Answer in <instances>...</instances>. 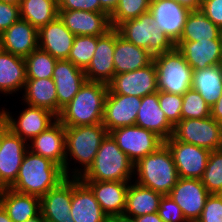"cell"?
Here are the masks:
<instances>
[{
	"mask_svg": "<svg viewBox=\"0 0 222 222\" xmlns=\"http://www.w3.org/2000/svg\"><path fill=\"white\" fill-rule=\"evenodd\" d=\"M107 84L86 81L73 99L62 108L57 119L64 126H85L103 121Z\"/></svg>",
	"mask_w": 222,
	"mask_h": 222,
	"instance_id": "1",
	"label": "cell"
},
{
	"mask_svg": "<svg viewBox=\"0 0 222 222\" xmlns=\"http://www.w3.org/2000/svg\"><path fill=\"white\" fill-rule=\"evenodd\" d=\"M66 178L63 169L40 155L27 150L11 189L41 198Z\"/></svg>",
	"mask_w": 222,
	"mask_h": 222,
	"instance_id": "2",
	"label": "cell"
},
{
	"mask_svg": "<svg viewBox=\"0 0 222 222\" xmlns=\"http://www.w3.org/2000/svg\"><path fill=\"white\" fill-rule=\"evenodd\" d=\"M108 134L105 126L100 124L85 126H65V176L80 178L92 165L103 139ZM68 156L82 165V168H74L70 171ZM71 172V173H69Z\"/></svg>",
	"mask_w": 222,
	"mask_h": 222,
	"instance_id": "3",
	"label": "cell"
},
{
	"mask_svg": "<svg viewBox=\"0 0 222 222\" xmlns=\"http://www.w3.org/2000/svg\"><path fill=\"white\" fill-rule=\"evenodd\" d=\"M134 177L138 185L152 189L163 196L169 195L179 177L168 146L164 143L156 151L135 163Z\"/></svg>",
	"mask_w": 222,
	"mask_h": 222,
	"instance_id": "4",
	"label": "cell"
},
{
	"mask_svg": "<svg viewBox=\"0 0 222 222\" xmlns=\"http://www.w3.org/2000/svg\"><path fill=\"white\" fill-rule=\"evenodd\" d=\"M134 164L108 133L89 169L80 176L82 181H131Z\"/></svg>",
	"mask_w": 222,
	"mask_h": 222,
	"instance_id": "5",
	"label": "cell"
},
{
	"mask_svg": "<svg viewBox=\"0 0 222 222\" xmlns=\"http://www.w3.org/2000/svg\"><path fill=\"white\" fill-rule=\"evenodd\" d=\"M115 29L125 40L147 50L153 57L175 47L171 39L158 28L149 11L120 23Z\"/></svg>",
	"mask_w": 222,
	"mask_h": 222,
	"instance_id": "6",
	"label": "cell"
},
{
	"mask_svg": "<svg viewBox=\"0 0 222 222\" xmlns=\"http://www.w3.org/2000/svg\"><path fill=\"white\" fill-rule=\"evenodd\" d=\"M153 62L157 70L158 90L183 95L191 88L193 69L176 47L154 56Z\"/></svg>",
	"mask_w": 222,
	"mask_h": 222,
	"instance_id": "7",
	"label": "cell"
},
{
	"mask_svg": "<svg viewBox=\"0 0 222 222\" xmlns=\"http://www.w3.org/2000/svg\"><path fill=\"white\" fill-rule=\"evenodd\" d=\"M172 137L214 151L222 148V125L213 117L181 119L175 126Z\"/></svg>",
	"mask_w": 222,
	"mask_h": 222,
	"instance_id": "8",
	"label": "cell"
},
{
	"mask_svg": "<svg viewBox=\"0 0 222 222\" xmlns=\"http://www.w3.org/2000/svg\"><path fill=\"white\" fill-rule=\"evenodd\" d=\"M28 144L1 119L0 189L10 188L15 183Z\"/></svg>",
	"mask_w": 222,
	"mask_h": 222,
	"instance_id": "9",
	"label": "cell"
},
{
	"mask_svg": "<svg viewBox=\"0 0 222 222\" xmlns=\"http://www.w3.org/2000/svg\"><path fill=\"white\" fill-rule=\"evenodd\" d=\"M109 134L133 164L164 144L156 133L136 125L117 128Z\"/></svg>",
	"mask_w": 222,
	"mask_h": 222,
	"instance_id": "10",
	"label": "cell"
},
{
	"mask_svg": "<svg viewBox=\"0 0 222 222\" xmlns=\"http://www.w3.org/2000/svg\"><path fill=\"white\" fill-rule=\"evenodd\" d=\"M0 117L14 134L27 143L57 120V116L50 110L30 105L26 106L19 116H16L17 120L5 108L0 111Z\"/></svg>",
	"mask_w": 222,
	"mask_h": 222,
	"instance_id": "11",
	"label": "cell"
},
{
	"mask_svg": "<svg viewBox=\"0 0 222 222\" xmlns=\"http://www.w3.org/2000/svg\"><path fill=\"white\" fill-rule=\"evenodd\" d=\"M174 159L179 178L201 179L211 151L196 145L175 140H165Z\"/></svg>",
	"mask_w": 222,
	"mask_h": 222,
	"instance_id": "12",
	"label": "cell"
},
{
	"mask_svg": "<svg viewBox=\"0 0 222 222\" xmlns=\"http://www.w3.org/2000/svg\"><path fill=\"white\" fill-rule=\"evenodd\" d=\"M157 70L154 62L143 68L115 74L107 84L108 94H122L143 98L156 93Z\"/></svg>",
	"mask_w": 222,
	"mask_h": 222,
	"instance_id": "13",
	"label": "cell"
},
{
	"mask_svg": "<svg viewBox=\"0 0 222 222\" xmlns=\"http://www.w3.org/2000/svg\"><path fill=\"white\" fill-rule=\"evenodd\" d=\"M210 193L201 179L178 178L169 196L180 206L188 222H196Z\"/></svg>",
	"mask_w": 222,
	"mask_h": 222,
	"instance_id": "14",
	"label": "cell"
},
{
	"mask_svg": "<svg viewBox=\"0 0 222 222\" xmlns=\"http://www.w3.org/2000/svg\"><path fill=\"white\" fill-rule=\"evenodd\" d=\"M149 12L158 28L175 44L181 38L191 10L173 0H151Z\"/></svg>",
	"mask_w": 222,
	"mask_h": 222,
	"instance_id": "15",
	"label": "cell"
},
{
	"mask_svg": "<svg viewBox=\"0 0 222 222\" xmlns=\"http://www.w3.org/2000/svg\"><path fill=\"white\" fill-rule=\"evenodd\" d=\"M141 101V97L107 94L102 124L108 133L117 128L134 126Z\"/></svg>",
	"mask_w": 222,
	"mask_h": 222,
	"instance_id": "16",
	"label": "cell"
},
{
	"mask_svg": "<svg viewBox=\"0 0 222 222\" xmlns=\"http://www.w3.org/2000/svg\"><path fill=\"white\" fill-rule=\"evenodd\" d=\"M116 29L112 28L103 36H97V47L88 67L84 70L87 81L108 84L115 75L113 55Z\"/></svg>",
	"mask_w": 222,
	"mask_h": 222,
	"instance_id": "17",
	"label": "cell"
},
{
	"mask_svg": "<svg viewBox=\"0 0 222 222\" xmlns=\"http://www.w3.org/2000/svg\"><path fill=\"white\" fill-rule=\"evenodd\" d=\"M65 27L75 36H103L112 29L110 15L85 10H59Z\"/></svg>",
	"mask_w": 222,
	"mask_h": 222,
	"instance_id": "18",
	"label": "cell"
},
{
	"mask_svg": "<svg viewBox=\"0 0 222 222\" xmlns=\"http://www.w3.org/2000/svg\"><path fill=\"white\" fill-rule=\"evenodd\" d=\"M70 215L75 222H111L91 188L80 178L72 177Z\"/></svg>",
	"mask_w": 222,
	"mask_h": 222,
	"instance_id": "19",
	"label": "cell"
},
{
	"mask_svg": "<svg viewBox=\"0 0 222 222\" xmlns=\"http://www.w3.org/2000/svg\"><path fill=\"white\" fill-rule=\"evenodd\" d=\"M30 142L28 150L59 165L65 174V126L58 119Z\"/></svg>",
	"mask_w": 222,
	"mask_h": 222,
	"instance_id": "20",
	"label": "cell"
},
{
	"mask_svg": "<svg viewBox=\"0 0 222 222\" xmlns=\"http://www.w3.org/2000/svg\"><path fill=\"white\" fill-rule=\"evenodd\" d=\"M93 191L103 212L110 220L122 217L131 181H84Z\"/></svg>",
	"mask_w": 222,
	"mask_h": 222,
	"instance_id": "21",
	"label": "cell"
},
{
	"mask_svg": "<svg viewBox=\"0 0 222 222\" xmlns=\"http://www.w3.org/2000/svg\"><path fill=\"white\" fill-rule=\"evenodd\" d=\"M52 79L56 86L58 115L87 81L83 69L75 66L67 59L57 60Z\"/></svg>",
	"mask_w": 222,
	"mask_h": 222,
	"instance_id": "22",
	"label": "cell"
},
{
	"mask_svg": "<svg viewBox=\"0 0 222 222\" xmlns=\"http://www.w3.org/2000/svg\"><path fill=\"white\" fill-rule=\"evenodd\" d=\"M71 199L72 177H66L40 198L42 217L53 222H75L70 215Z\"/></svg>",
	"mask_w": 222,
	"mask_h": 222,
	"instance_id": "23",
	"label": "cell"
},
{
	"mask_svg": "<svg viewBox=\"0 0 222 222\" xmlns=\"http://www.w3.org/2000/svg\"><path fill=\"white\" fill-rule=\"evenodd\" d=\"M175 47L193 70L222 64L221 39L204 41H177Z\"/></svg>",
	"mask_w": 222,
	"mask_h": 222,
	"instance_id": "24",
	"label": "cell"
},
{
	"mask_svg": "<svg viewBox=\"0 0 222 222\" xmlns=\"http://www.w3.org/2000/svg\"><path fill=\"white\" fill-rule=\"evenodd\" d=\"M0 48L25 58L38 48V30L20 18L0 34Z\"/></svg>",
	"mask_w": 222,
	"mask_h": 222,
	"instance_id": "25",
	"label": "cell"
},
{
	"mask_svg": "<svg viewBox=\"0 0 222 222\" xmlns=\"http://www.w3.org/2000/svg\"><path fill=\"white\" fill-rule=\"evenodd\" d=\"M75 35L58 16L38 30V47L57 60L68 59Z\"/></svg>",
	"mask_w": 222,
	"mask_h": 222,
	"instance_id": "26",
	"label": "cell"
},
{
	"mask_svg": "<svg viewBox=\"0 0 222 222\" xmlns=\"http://www.w3.org/2000/svg\"><path fill=\"white\" fill-rule=\"evenodd\" d=\"M135 125L156 133L164 141L172 136L174 126L160 108L158 91L142 98Z\"/></svg>",
	"mask_w": 222,
	"mask_h": 222,
	"instance_id": "27",
	"label": "cell"
},
{
	"mask_svg": "<svg viewBox=\"0 0 222 222\" xmlns=\"http://www.w3.org/2000/svg\"><path fill=\"white\" fill-rule=\"evenodd\" d=\"M0 205L13 222H25L41 213L39 197L11 188L0 189Z\"/></svg>",
	"mask_w": 222,
	"mask_h": 222,
	"instance_id": "28",
	"label": "cell"
},
{
	"mask_svg": "<svg viewBox=\"0 0 222 222\" xmlns=\"http://www.w3.org/2000/svg\"><path fill=\"white\" fill-rule=\"evenodd\" d=\"M154 57L145 49L125 40L116 30L113 62L115 74L134 71L150 65Z\"/></svg>",
	"mask_w": 222,
	"mask_h": 222,
	"instance_id": "29",
	"label": "cell"
},
{
	"mask_svg": "<svg viewBox=\"0 0 222 222\" xmlns=\"http://www.w3.org/2000/svg\"><path fill=\"white\" fill-rule=\"evenodd\" d=\"M26 80L25 59L0 48V93L7 96L19 92Z\"/></svg>",
	"mask_w": 222,
	"mask_h": 222,
	"instance_id": "30",
	"label": "cell"
},
{
	"mask_svg": "<svg viewBox=\"0 0 222 222\" xmlns=\"http://www.w3.org/2000/svg\"><path fill=\"white\" fill-rule=\"evenodd\" d=\"M133 182V183H132ZM130 182L127 191L126 208L123 217L133 219L158 212L162 194Z\"/></svg>",
	"mask_w": 222,
	"mask_h": 222,
	"instance_id": "31",
	"label": "cell"
},
{
	"mask_svg": "<svg viewBox=\"0 0 222 222\" xmlns=\"http://www.w3.org/2000/svg\"><path fill=\"white\" fill-rule=\"evenodd\" d=\"M22 97L26 105L48 109L58 116L56 86L52 78L27 79Z\"/></svg>",
	"mask_w": 222,
	"mask_h": 222,
	"instance_id": "32",
	"label": "cell"
},
{
	"mask_svg": "<svg viewBox=\"0 0 222 222\" xmlns=\"http://www.w3.org/2000/svg\"><path fill=\"white\" fill-rule=\"evenodd\" d=\"M191 88L213 106L222 94V64L193 70Z\"/></svg>",
	"mask_w": 222,
	"mask_h": 222,
	"instance_id": "33",
	"label": "cell"
},
{
	"mask_svg": "<svg viewBox=\"0 0 222 222\" xmlns=\"http://www.w3.org/2000/svg\"><path fill=\"white\" fill-rule=\"evenodd\" d=\"M20 17L39 30L59 16L57 0H21Z\"/></svg>",
	"mask_w": 222,
	"mask_h": 222,
	"instance_id": "34",
	"label": "cell"
},
{
	"mask_svg": "<svg viewBox=\"0 0 222 222\" xmlns=\"http://www.w3.org/2000/svg\"><path fill=\"white\" fill-rule=\"evenodd\" d=\"M221 29L209 20L201 10H193L187 17L178 41H204L221 39Z\"/></svg>",
	"mask_w": 222,
	"mask_h": 222,
	"instance_id": "35",
	"label": "cell"
},
{
	"mask_svg": "<svg viewBox=\"0 0 222 222\" xmlns=\"http://www.w3.org/2000/svg\"><path fill=\"white\" fill-rule=\"evenodd\" d=\"M24 59L27 79L52 78L57 59L48 52L38 47Z\"/></svg>",
	"mask_w": 222,
	"mask_h": 222,
	"instance_id": "36",
	"label": "cell"
},
{
	"mask_svg": "<svg viewBox=\"0 0 222 222\" xmlns=\"http://www.w3.org/2000/svg\"><path fill=\"white\" fill-rule=\"evenodd\" d=\"M97 47V36H75L68 59L75 66L85 70L90 64Z\"/></svg>",
	"mask_w": 222,
	"mask_h": 222,
	"instance_id": "37",
	"label": "cell"
},
{
	"mask_svg": "<svg viewBox=\"0 0 222 222\" xmlns=\"http://www.w3.org/2000/svg\"><path fill=\"white\" fill-rule=\"evenodd\" d=\"M201 181L210 194H222V148L211 151Z\"/></svg>",
	"mask_w": 222,
	"mask_h": 222,
	"instance_id": "38",
	"label": "cell"
},
{
	"mask_svg": "<svg viewBox=\"0 0 222 222\" xmlns=\"http://www.w3.org/2000/svg\"><path fill=\"white\" fill-rule=\"evenodd\" d=\"M151 0H120L114 12L110 15L112 28L120 23L139 17L149 11Z\"/></svg>",
	"mask_w": 222,
	"mask_h": 222,
	"instance_id": "39",
	"label": "cell"
},
{
	"mask_svg": "<svg viewBox=\"0 0 222 222\" xmlns=\"http://www.w3.org/2000/svg\"><path fill=\"white\" fill-rule=\"evenodd\" d=\"M181 119H199L210 116V106L199 92L190 88L182 95Z\"/></svg>",
	"mask_w": 222,
	"mask_h": 222,
	"instance_id": "40",
	"label": "cell"
},
{
	"mask_svg": "<svg viewBox=\"0 0 222 222\" xmlns=\"http://www.w3.org/2000/svg\"><path fill=\"white\" fill-rule=\"evenodd\" d=\"M160 108L168 121L175 126L181 120L182 95L166 93L158 90Z\"/></svg>",
	"mask_w": 222,
	"mask_h": 222,
	"instance_id": "41",
	"label": "cell"
},
{
	"mask_svg": "<svg viewBox=\"0 0 222 222\" xmlns=\"http://www.w3.org/2000/svg\"><path fill=\"white\" fill-rule=\"evenodd\" d=\"M157 213L163 222H188L180 206L169 195L161 198Z\"/></svg>",
	"mask_w": 222,
	"mask_h": 222,
	"instance_id": "42",
	"label": "cell"
},
{
	"mask_svg": "<svg viewBox=\"0 0 222 222\" xmlns=\"http://www.w3.org/2000/svg\"><path fill=\"white\" fill-rule=\"evenodd\" d=\"M196 222H222V194H210Z\"/></svg>",
	"mask_w": 222,
	"mask_h": 222,
	"instance_id": "43",
	"label": "cell"
},
{
	"mask_svg": "<svg viewBox=\"0 0 222 222\" xmlns=\"http://www.w3.org/2000/svg\"><path fill=\"white\" fill-rule=\"evenodd\" d=\"M58 10H85L90 12L107 13L99 3V0H57Z\"/></svg>",
	"mask_w": 222,
	"mask_h": 222,
	"instance_id": "44",
	"label": "cell"
},
{
	"mask_svg": "<svg viewBox=\"0 0 222 222\" xmlns=\"http://www.w3.org/2000/svg\"><path fill=\"white\" fill-rule=\"evenodd\" d=\"M20 18L19 6L0 1V34Z\"/></svg>",
	"mask_w": 222,
	"mask_h": 222,
	"instance_id": "45",
	"label": "cell"
},
{
	"mask_svg": "<svg viewBox=\"0 0 222 222\" xmlns=\"http://www.w3.org/2000/svg\"><path fill=\"white\" fill-rule=\"evenodd\" d=\"M200 10L222 30V0H203Z\"/></svg>",
	"mask_w": 222,
	"mask_h": 222,
	"instance_id": "46",
	"label": "cell"
},
{
	"mask_svg": "<svg viewBox=\"0 0 222 222\" xmlns=\"http://www.w3.org/2000/svg\"><path fill=\"white\" fill-rule=\"evenodd\" d=\"M210 116L222 125V94L216 103L210 107Z\"/></svg>",
	"mask_w": 222,
	"mask_h": 222,
	"instance_id": "47",
	"label": "cell"
},
{
	"mask_svg": "<svg viewBox=\"0 0 222 222\" xmlns=\"http://www.w3.org/2000/svg\"><path fill=\"white\" fill-rule=\"evenodd\" d=\"M120 0H99L100 6L111 15L116 7L118 6Z\"/></svg>",
	"mask_w": 222,
	"mask_h": 222,
	"instance_id": "48",
	"label": "cell"
},
{
	"mask_svg": "<svg viewBox=\"0 0 222 222\" xmlns=\"http://www.w3.org/2000/svg\"><path fill=\"white\" fill-rule=\"evenodd\" d=\"M182 6L189 8L191 11L200 10L202 0H173Z\"/></svg>",
	"mask_w": 222,
	"mask_h": 222,
	"instance_id": "49",
	"label": "cell"
},
{
	"mask_svg": "<svg viewBox=\"0 0 222 222\" xmlns=\"http://www.w3.org/2000/svg\"><path fill=\"white\" fill-rule=\"evenodd\" d=\"M135 222H163L157 212L133 218Z\"/></svg>",
	"mask_w": 222,
	"mask_h": 222,
	"instance_id": "50",
	"label": "cell"
},
{
	"mask_svg": "<svg viewBox=\"0 0 222 222\" xmlns=\"http://www.w3.org/2000/svg\"><path fill=\"white\" fill-rule=\"evenodd\" d=\"M0 222H13L9 216L7 215L6 211L0 205Z\"/></svg>",
	"mask_w": 222,
	"mask_h": 222,
	"instance_id": "51",
	"label": "cell"
},
{
	"mask_svg": "<svg viewBox=\"0 0 222 222\" xmlns=\"http://www.w3.org/2000/svg\"><path fill=\"white\" fill-rule=\"evenodd\" d=\"M111 222H135V221L133 219H128L122 216L112 219Z\"/></svg>",
	"mask_w": 222,
	"mask_h": 222,
	"instance_id": "52",
	"label": "cell"
},
{
	"mask_svg": "<svg viewBox=\"0 0 222 222\" xmlns=\"http://www.w3.org/2000/svg\"><path fill=\"white\" fill-rule=\"evenodd\" d=\"M25 222H45V219L42 217V215L40 213L37 217L29 219V220H27Z\"/></svg>",
	"mask_w": 222,
	"mask_h": 222,
	"instance_id": "53",
	"label": "cell"
},
{
	"mask_svg": "<svg viewBox=\"0 0 222 222\" xmlns=\"http://www.w3.org/2000/svg\"><path fill=\"white\" fill-rule=\"evenodd\" d=\"M4 3H8V4H13V5H17L20 6L21 4V0H0Z\"/></svg>",
	"mask_w": 222,
	"mask_h": 222,
	"instance_id": "54",
	"label": "cell"
},
{
	"mask_svg": "<svg viewBox=\"0 0 222 222\" xmlns=\"http://www.w3.org/2000/svg\"><path fill=\"white\" fill-rule=\"evenodd\" d=\"M0 143H1V117H0Z\"/></svg>",
	"mask_w": 222,
	"mask_h": 222,
	"instance_id": "55",
	"label": "cell"
},
{
	"mask_svg": "<svg viewBox=\"0 0 222 222\" xmlns=\"http://www.w3.org/2000/svg\"><path fill=\"white\" fill-rule=\"evenodd\" d=\"M220 38H221V44H222V30H221V35H220Z\"/></svg>",
	"mask_w": 222,
	"mask_h": 222,
	"instance_id": "56",
	"label": "cell"
}]
</instances>
